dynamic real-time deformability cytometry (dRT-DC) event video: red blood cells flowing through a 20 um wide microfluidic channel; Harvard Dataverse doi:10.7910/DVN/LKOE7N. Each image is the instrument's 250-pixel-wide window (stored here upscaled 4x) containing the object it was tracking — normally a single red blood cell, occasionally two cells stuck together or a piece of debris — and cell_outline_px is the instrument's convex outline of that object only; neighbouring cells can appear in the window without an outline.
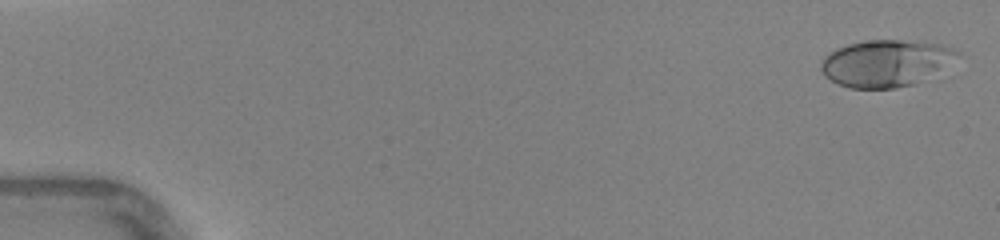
{"species": "human", "species_latin": "Homo sapiens", "temperature_condition": "warm", "stored_images_in_passage": 45, "camera_frame_rate_fps": 3000, "um_per_image_px": 0.085, "donor": {"sex": "female"}, "frame": {"image": 1, "passage_image": 1, "time_ms": 0.0, "image_size_px": [1000, 240], "cell_outline_px": [[960, 52], [936, 72], [912, 84], [896, 88], [848, 88], [824, 76], [820, 68], [820, 60], [828, 52], [836, 48], [848, 44], [864, 40], [900, 40], [944, 44], [956, 48]], "centroid_in_image_um": [75.21, 5.35], "position_along_channel_um": 9.8, "area_um2": 36.88}}
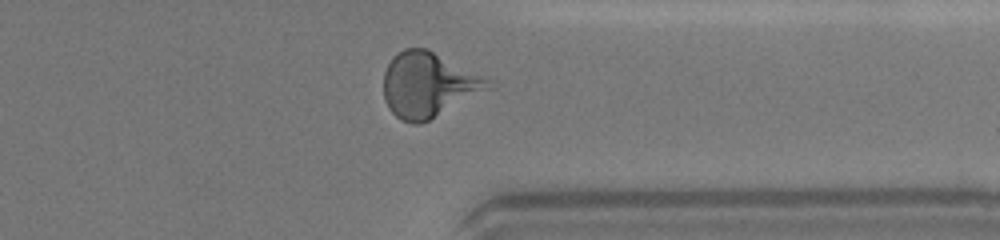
{"frame": {"image": 2, "passage_image": 36, "time_ms": 11.667, "image_size_px": [1000, 240], "cell_outline_px": [[496, 88], [420, 124], [412, 124], [400, 120], [388, 108], [384, 100], [384, 72], [392, 56], [404, 48], [428, 48], [492, 80]], "centroid_in_image_um": [36.46, 7.21], "position_along_channel_um": 374.9, "area_um2": 40.29}}
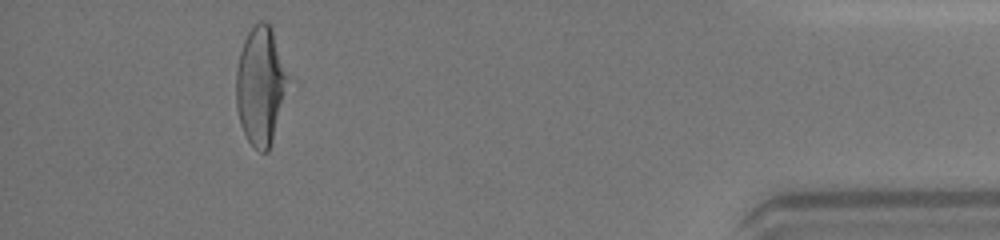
{"frame": {"image": 3, "passage_image": 42, "time_ms": 13.667, "image_size_px": [1000, 240], "cell_outline_px": [[288, 76], [272, 140], [268, 152], [260, 152], [248, 140], [240, 124], [236, 104], [236, 72], [240, 52], [244, 40], [252, 24], [260, 20], [264, 20], [272, 28]], "centroid_in_image_um": [22.1, 7.23], "position_along_channel_um": 413.1, "area_um2": 34.85}, "authors_computed_cell_mechanics": {"area_um2": 35.3736, "velocity_mm_per_s": 4.4068, "shape_relaxation_time_tau1_ms": 3.5034, "shape_relaxation_time_tau2_ms": 0.466, "deformation_change_tau1": 0.1672, "deformation_change_tau2": 0.0843}}